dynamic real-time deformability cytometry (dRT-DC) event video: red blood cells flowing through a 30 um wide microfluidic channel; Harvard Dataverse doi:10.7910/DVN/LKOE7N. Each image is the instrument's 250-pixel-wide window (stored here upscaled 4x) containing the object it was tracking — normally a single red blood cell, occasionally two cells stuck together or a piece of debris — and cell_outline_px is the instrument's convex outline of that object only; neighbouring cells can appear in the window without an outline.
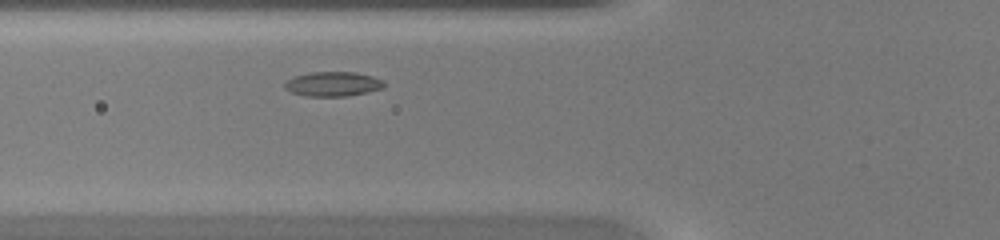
{"species": "common noctule bat (a hibernating species)", "species_latin": "Nyctalus noctula", "temperature_condition": "warm", "stored_images_in_passage": 37, "camera_frame_rate_fps": 3000, "um_per_image_px": 0.085, "animal": {"sex": "female", "body_mass_g": 20.0, "forearm_length_mm": 54.0}, "frame": {"image": 1, "passage_image": 6, "time_ms": 1.667, "image_size_px": [1000, 240], "cell_outline_px": [[384, 88], [368, 92], [348, 96], [304, 96], [292, 92], [284, 88], [284, 84], [288, 80], [296, 76], [312, 72], [356, 72], [372, 76], [384, 80]], "centroid_in_image_um": [28.33, 7.14], "position_along_channel_um": 97.5, "area_um2": 14.22}}
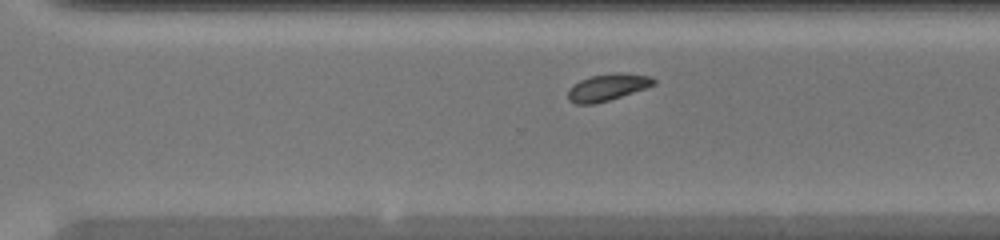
{"frame": {"image": 2, "passage_image": 22, "time_ms": 7.0, "image_size_px": [1000, 240], "cell_outline_px": [[656, 84], [608, 100], [592, 104], [576, 104], [568, 100], [568, 88], [580, 80], [592, 76], [616, 72], [624, 72], [652, 76], [656, 80]], "centroid_in_image_um": [51.64, 7.4], "position_along_channel_um": 319.0, "area_um2": 13.35}}
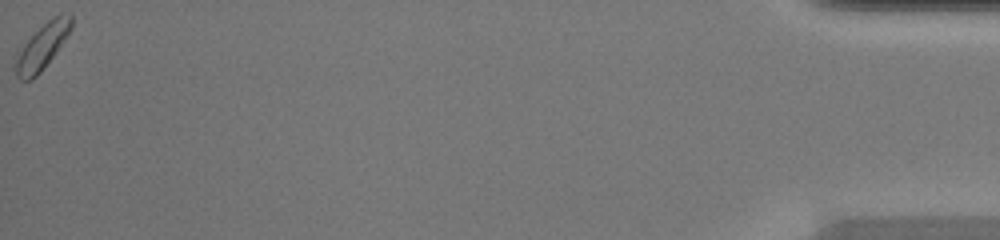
{"frame": {"image": 3, "passage_image": 37, "time_ms": 12.0, "image_size_px": [1000, 240], "cell_outline_px": [[72, 28], [64, 40], [44, 68], [32, 80], [20, 80], [16, 76], [16, 60], [24, 44], [52, 16], [60, 12], [72, 12]], "centroid_in_image_um": [3.65, 3.91], "position_along_channel_um": 431.5, "area_um2": 14.45}}